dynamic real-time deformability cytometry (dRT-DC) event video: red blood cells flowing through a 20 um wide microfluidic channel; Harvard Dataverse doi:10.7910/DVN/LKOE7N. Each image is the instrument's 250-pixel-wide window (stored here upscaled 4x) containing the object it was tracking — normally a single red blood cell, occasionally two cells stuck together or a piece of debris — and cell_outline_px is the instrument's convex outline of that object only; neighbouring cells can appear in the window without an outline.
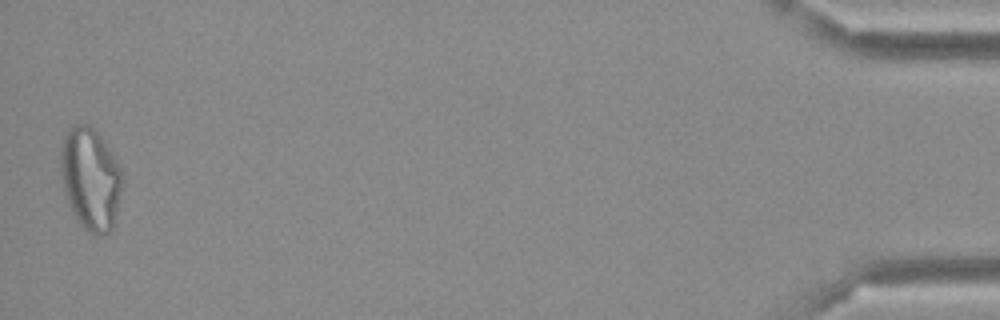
{"species": "Egyptian fruit bat (a non-hibernating species)", "species_latin": "Rousettus aegyptiacus", "temperature_condition": "cold", "stored_images_in_passage": 46, "camera_frame_rate_fps": 3000, "um_per_image_px": 0.085, "frame": {"image": 1, "passage_image": 46, "time_ms": 15.0, "image_size_px": [1000, 320], "cell_outline_px": [[124, 180], [112, 228], [108, 232], [100, 236], [92, 236], [80, 224], [68, 204], [60, 172], [60, 152], [64, 136], [68, 128], [76, 124], [88, 124], [100, 136], [112, 152], [124, 176]], "centroid_in_image_um": [7.69, 15.2], "position_along_channel_um": 427.5, "area_um2": 36.88}}